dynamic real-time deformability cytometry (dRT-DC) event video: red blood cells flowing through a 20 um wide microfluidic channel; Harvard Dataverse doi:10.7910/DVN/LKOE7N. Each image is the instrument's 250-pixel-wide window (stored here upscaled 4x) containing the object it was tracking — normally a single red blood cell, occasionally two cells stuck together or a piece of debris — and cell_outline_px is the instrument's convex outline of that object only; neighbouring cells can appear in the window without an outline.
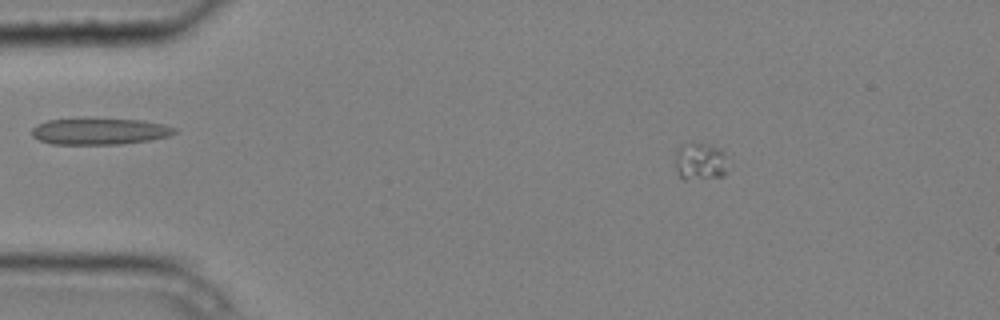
{"species": "common noctule bat (a hibernating species)", "species_latin": "Nyctalus noctula", "temperature_condition": "cold", "stored_images_in_passage": 4, "camera_frame_rate_fps": 3000, "um_per_image_px": 0.085, "animal": {"sex": "male", "body_mass_g": 20.4}, "frame": {"image": 1, "passage_image": 2, "time_ms": 0.333, "image_size_px": [1000, 320], "cell_outline_px": [[728, 172], [724, 176], [684, 180], [680, 176], [676, 168], [676, 148], [680, 144], [700, 144], [720, 148], [724, 152]], "centroid_in_image_um": [59.52, 13.74], "position_along_channel_um": 25.5, "area_um2": 11.44}}